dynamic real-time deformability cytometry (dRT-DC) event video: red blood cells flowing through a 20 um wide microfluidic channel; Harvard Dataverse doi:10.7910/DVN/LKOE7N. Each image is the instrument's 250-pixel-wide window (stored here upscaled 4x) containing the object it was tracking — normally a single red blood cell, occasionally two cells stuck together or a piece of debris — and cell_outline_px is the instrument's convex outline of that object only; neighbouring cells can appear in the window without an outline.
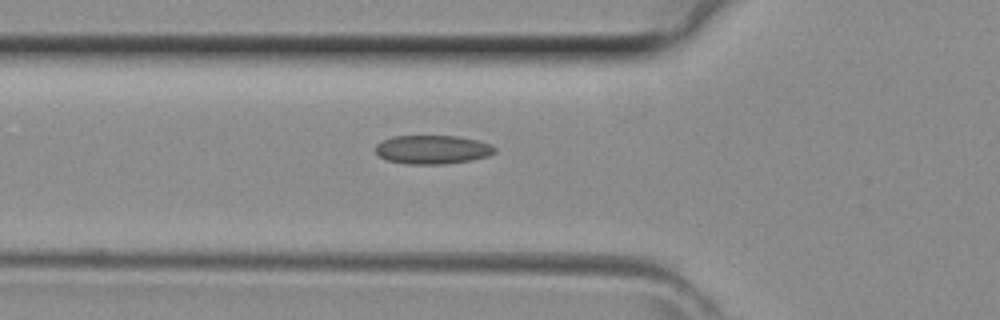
{"species": "common noctule bat (a hibernating species)", "species_latin": "Nyctalus noctula", "temperature_condition": "room temperature", "stored_images_in_passage": 33, "camera_frame_rate_fps": 3000, "um_per_image_px": 0.085, "animal": {"sex": "female", "body_mass_g": 29.2, "forearm_length_mm": 56.3}, "frame": {"image": 1, "passage_image": 6, "time_ms": 1.667, "image_size_px": [1000, 320], "cell_outline_px": [[496, 152], [488, 156], [468, 160], [444, 164], [408, 164], [388, 160], [380, 156], [376, 152], [376, 144], [380, 140], [392, 136], [456, 136], [476, 140], [492, 144], [496, 148]], "centroid_in_image_um": [36.75, 12.7], "position_along_channel_um": 89.0, "area_um2": 19.94}}
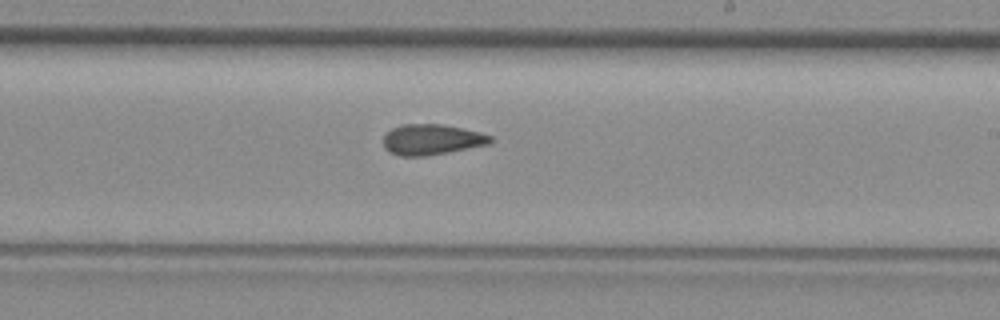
{"frame": {"image": 2, "passage_image": 16, "time_ms": 5.0, "image_size_px": [1000, 320], "cell_outline_px": [[496, 140], [488, 144], [424, 156], [400, 156], [384, 148], [384, 136], [392, 128], [400, 124], [440, 124], [480, 132], [492, 136]], "centroid_in_image_um": [36.7, 11.85], "position_along_channel_um": 252.3, "area_um2": 18.84}}
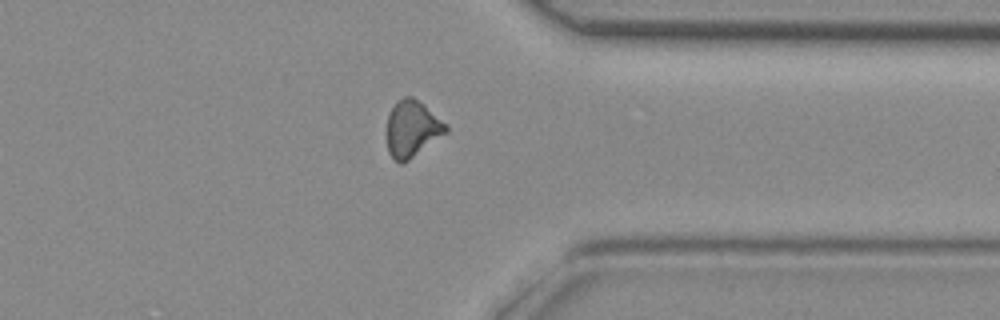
{"frame": {"image": 3, "passage_image": 24, "time_ms": 7.667, "image_size_px": [1000, 320], "cell_outline_px": [[448, 132], [408, 160], [400, 164], [388, 152], [388, 116], [392, 108], [404, 96], [412, 96], [424, 104], [448, 128]], "centroid_in_image_um": [35.03, 10.95], "position_along_channel_um": 376.4, "area_um2": 18.84}}